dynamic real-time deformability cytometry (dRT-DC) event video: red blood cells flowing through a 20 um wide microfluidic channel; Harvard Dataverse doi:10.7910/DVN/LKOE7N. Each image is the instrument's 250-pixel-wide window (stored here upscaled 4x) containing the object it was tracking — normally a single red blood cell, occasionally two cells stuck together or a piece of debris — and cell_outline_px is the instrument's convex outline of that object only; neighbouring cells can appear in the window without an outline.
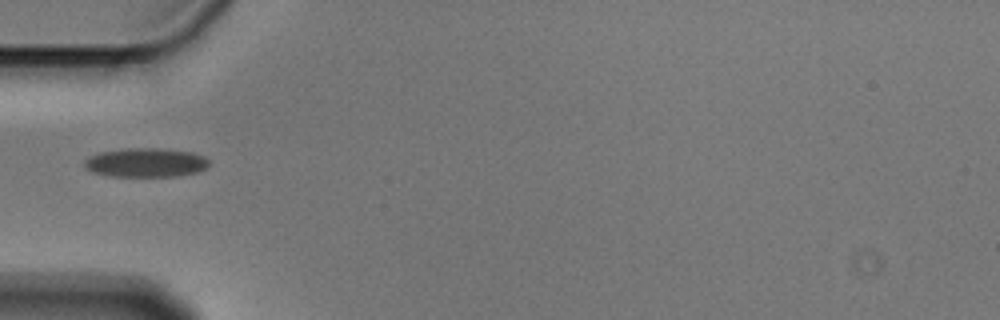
{"species": "Egyptian fruit bat (a non-hibernating species)", "species_latin": "Rousettus aegyptiacus", "temperature_condition": "cold", "stored_images_in_passage": 4, "camera_frame_rate_fps": 3000, "um_per_image_px": 0.085, "animal": {"sex": "male"}, "frame": {"image": 1, "passage_image": 1, "time_ms": 0.0, "image_size_px": [1000, 320], "cell_outline_px": [[208, 164], [204, 168], [196, 172], [180, 176], [108, 176], [92, 172], [84, 168], [84, 160], [88, 156], [100, 152], [124, 148], [156, 148], [192, 152], [204, 156], [208, 160]], "centroid_in_image_um": [12.33, 13.82], "position_along_channel_um": 72.7, "area_um2": 21.15}}
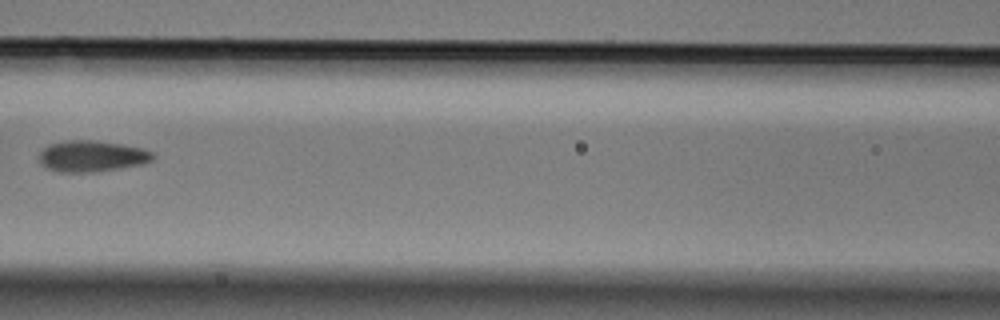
{"frame": {"image": 2, "passage_image": 3, "time_ms": 0.667, "image_size_px": [1000, 320], "cell_outline_px": [[156, 156], [152, 160], [144, 164], [96, 172], [60, 172], [48, 168], [40, 164], [36, 156], [48, 144], [64, 140], [96, 140], [144, 148], [152, 152]], "centroid_in_image_um": [7.79, 13.27], "position_along_channel_um": 158.8, "area_um2": 21.04}}
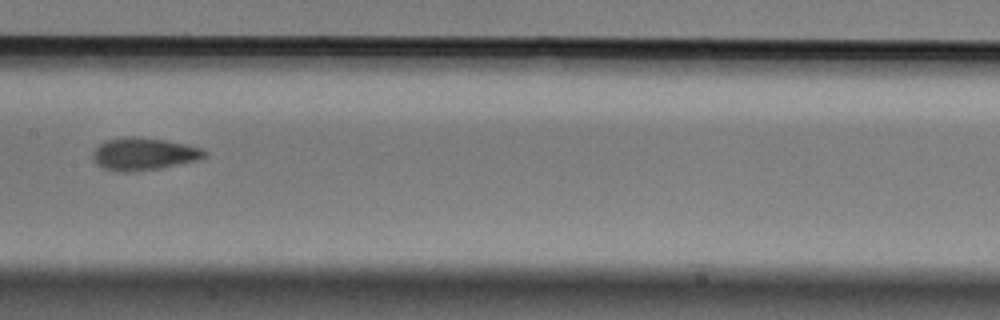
{"frame": {"image": 3, "passage_image": 4, "time_ms": 1.0, "image_size_px": [1000, 320], "cell_outline_px": [[208, 156], [200, 160], [160, 168], [136, 172], [116, 172], [104, 168], [96, 164], [92, 160], [92, 152], [104, 140], [128, 136], [132, 136], [164, 140], [184, 144], [200, 148], [208, 152]], "centroid_in_image_um": [12.2, 13.1], "position_along_channel_um": 195.2, "area_um2": 21.39}}